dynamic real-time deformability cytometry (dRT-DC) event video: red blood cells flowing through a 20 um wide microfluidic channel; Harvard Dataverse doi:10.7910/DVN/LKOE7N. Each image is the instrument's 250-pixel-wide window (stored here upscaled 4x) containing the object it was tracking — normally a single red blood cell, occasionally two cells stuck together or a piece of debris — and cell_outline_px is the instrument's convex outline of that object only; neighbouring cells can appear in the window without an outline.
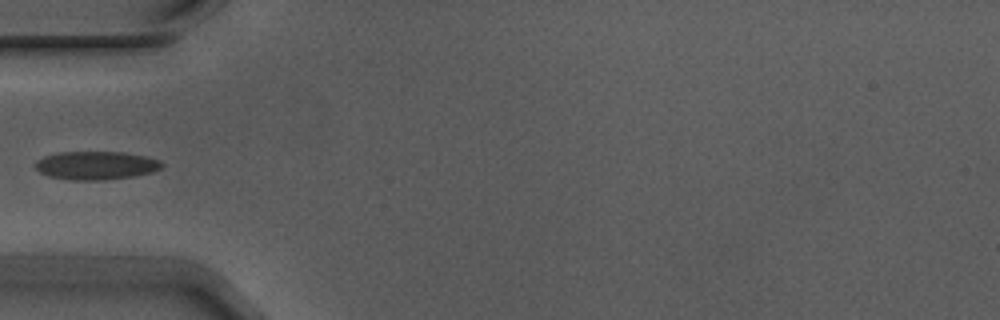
{"species": "Egyptian fruit bat (a non-hibernating species)", "species_latin": "Rousettus aegyptiacus", "temperature_condition": "warm", "stored_images_in_passage": 1, "camera_frame_rate_fps": 3000, "um_per_image_px": 0.085, "animal": {"sex": "male"}, "frame": {"image": 1, "passage_image": 1, "time_ms": 0.0, "image_size_px": [1000, 320], "cell_outline_px": [[164, 164], [160, 168], [152, 172], [132, 176], [100, 180], [72, 180], [48, 176], [40, 172], [36, 168], [36, 160], [44, 156], [60, 152], [124, 152], [144, 156], [160, 160]], "centroid_in_image_um": [8.15, 14.05], "position_along_channel_um": 76.8, "area_um2": 20.75}}